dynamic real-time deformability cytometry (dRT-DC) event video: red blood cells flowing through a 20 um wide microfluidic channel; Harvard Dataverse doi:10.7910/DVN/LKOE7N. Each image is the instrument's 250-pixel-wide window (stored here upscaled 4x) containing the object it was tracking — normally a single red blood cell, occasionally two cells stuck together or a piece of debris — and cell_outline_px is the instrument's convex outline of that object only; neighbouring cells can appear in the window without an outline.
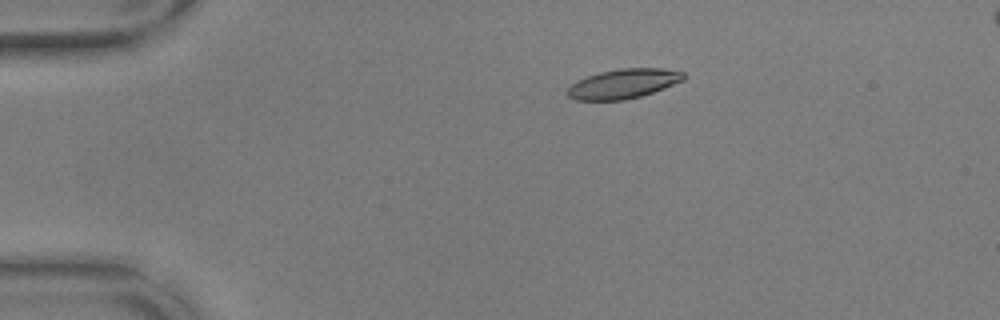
{"species": "common noctule bat (a hibernating species)", "species_latin": "Nyctalus noctula", "temperature_condition": "warm", "stored_images_in_passage": 8, "camera_frame_rate_fps": 3000, "um_per_image_px": 0.085, "animal": {"sex": "male", "body_mass_g": 17.9, "forearm_length_mm": 54.2}, "frame": {"image": 1, "passage_image": 1, "time_ms": 0.0, "image_size_px": [1000, 320], "cell_outline_px": [[684, 80], [664, 88], [640, 96], [624, 100], [576, 100], [568, 96], [568, 88], [576, 80], [600, 72], [620, 68], [664, 68], [684, 72]], "centroid_in_image_um": [52.99, 7.11], "position_along_channel_um": 32.0, "area_um2": 19.88}}